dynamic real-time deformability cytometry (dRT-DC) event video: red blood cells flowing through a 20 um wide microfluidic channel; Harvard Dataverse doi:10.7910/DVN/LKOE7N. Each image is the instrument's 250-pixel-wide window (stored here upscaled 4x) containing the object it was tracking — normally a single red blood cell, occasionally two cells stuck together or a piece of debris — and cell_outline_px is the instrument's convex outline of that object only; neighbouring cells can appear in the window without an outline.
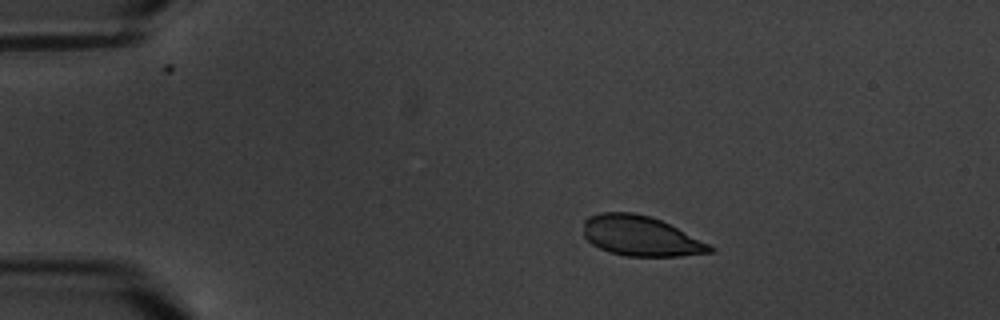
{"species": "common noctule bat (a hibernating species)", "species_latin": "Nyctalus noctula", "temperature_condition": "warm", "stored_images_in_passage": 3, "camera_frame_rate_fps": 3000, "um_per_image_px": 0.085, "animal": {"sex": "male", "body_mass_g": 20.1, "forearm_length_mm": 53.5}, "frame": {"image": 1, "passage_image": 1, "time_ms": 0.0, "image_size_px": [1000, 320], "cell_outline_px": [[716, 252], [680, 256], [624, 256], [608, 252], [592, 244], [584, 236], [584, 220], [588, 216], [600, 212], [632, 212], [652, 216], [716, 248]], "centroid_in_image_um": [54.43, 20.06], "position_along_channel_um": 30.6, "area_um2": 29.48}}